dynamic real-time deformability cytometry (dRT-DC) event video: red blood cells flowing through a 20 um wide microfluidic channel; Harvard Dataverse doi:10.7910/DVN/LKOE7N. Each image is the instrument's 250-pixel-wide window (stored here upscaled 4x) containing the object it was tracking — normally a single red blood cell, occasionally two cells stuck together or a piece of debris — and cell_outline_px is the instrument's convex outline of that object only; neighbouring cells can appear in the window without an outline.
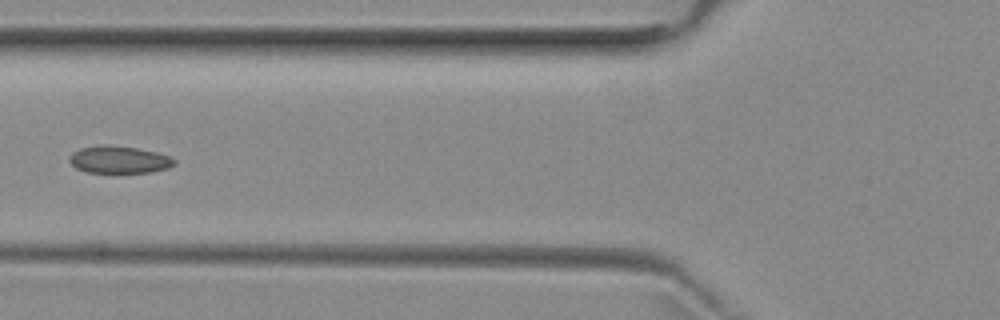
{"species": "common noctule bat (a hibernating species)", "species_latin": "Nyctalus noctula", "temperature_condition": "room temperature", "stored_images_in_passage": 7, "camera_frame_rate_fps": 3000, "um_per_image_px": 0.085, "animal": {"sex": "female", "body_mass_g": 29.2, "forearm_length_mm": 56.3}, "frame": {"image": 1, "passage_image": 5, "time_ms": 4.667, "image_size_px": [1000, 320], "cell_outline_px": [[176, 164], [168, 168], [152, 172], [116, 176], [88, 172], [76, 168], [68, 160], [68, 156], [72, 152], [80, 148], [136, 148], [156, 152], [168, 156], [176, 160]], "centroid_in_image_um": [10.15, 13.68], "position_along_channel_um": 115.6, "area_um2": 16.76}}
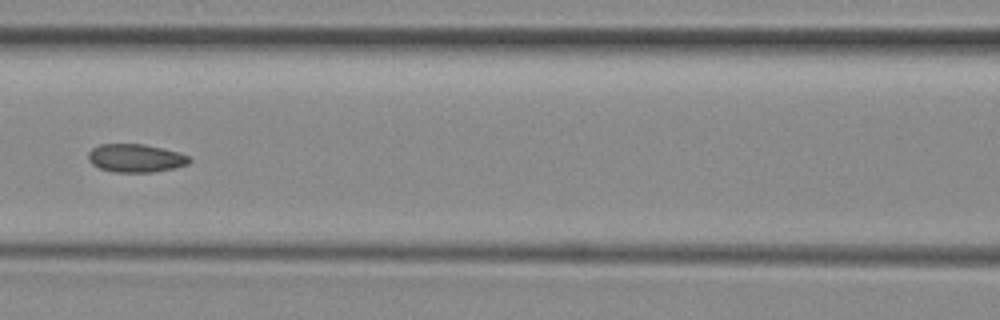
{"frame": {"image": 2, "passage_image": 6, "time_ms": 5.667, "image_size_px": [1000, 320], "cell_outline_px": [[192, 160], [188, 164], [176, 168], [152, 172], [116, 172], [100, 168], [92, 164], [88, 160], [88, 152], [92, 148], [100, 144], [144, 144], [180, 152], [188, 156]], "centroid_in_image_um": [11.55, 13.44], "position_along_channel_um": 155.1, "area_um2": 16.7}}
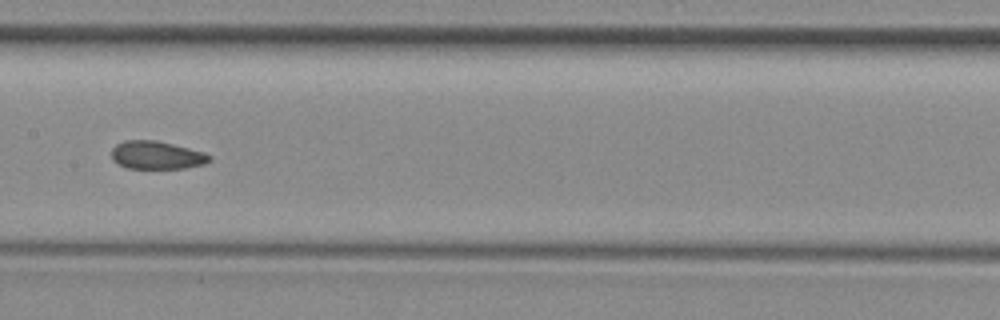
{"frame": {"image": 3, "passage_image": 7, "time_ms": 6.667, "image_size_px": [1000, 320], "cell_outline_px": [[212, 160], [204, 164], [184, 168], [128, 168], [112, 160], [112, 148], [116, 144], [124, 140], [156, 140], [204, 152], [212, 156]], "centroid_in_image_um": [13.32, 13.18], "position_along_channel_um": 194.1, "area_um2": 15.95}}